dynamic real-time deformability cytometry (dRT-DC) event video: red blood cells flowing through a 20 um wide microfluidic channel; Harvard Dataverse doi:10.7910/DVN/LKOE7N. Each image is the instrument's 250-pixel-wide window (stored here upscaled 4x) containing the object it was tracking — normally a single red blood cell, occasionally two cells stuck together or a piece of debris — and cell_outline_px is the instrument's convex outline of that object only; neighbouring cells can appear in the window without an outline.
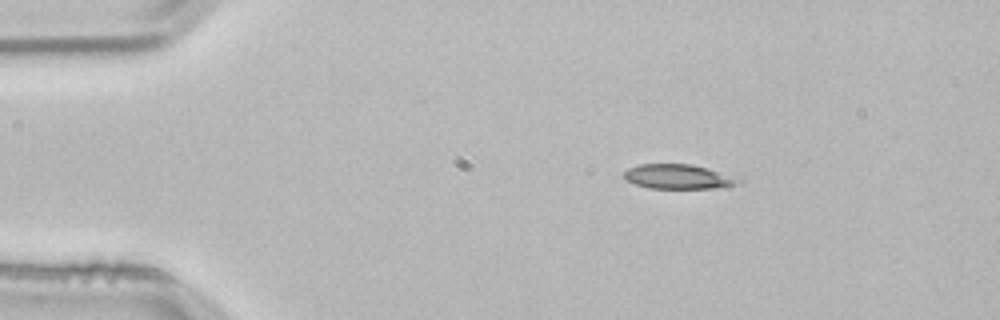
{"species": "common noctule bat (a hibernating species)", "species_latin": "Nyctalus noctula", "temperature_condition": "room temperature", "stored_images_in_passage": 4, "camera_frame_rate_fps": 3000, "um_per_image_px": 0.085, "animal": {"sex": "male", "body_mass_g": 21.5, "forearm_length_mm": 52.0}, "frame": {"image": 1, "passage_image": 4, "time_ms": 1.0, "image_size_px": [1000, 320], "cell_outline_px": [[744, 180], [736, 184], [716, 188], [648, 188], [624, 180], [624, 172], [628, 168], [640, 164], [692, 164]], "centroid_in_image_um": [57.58, 15.02], "position_along_channel_um": 27.4, "area_um2": 16.13}}